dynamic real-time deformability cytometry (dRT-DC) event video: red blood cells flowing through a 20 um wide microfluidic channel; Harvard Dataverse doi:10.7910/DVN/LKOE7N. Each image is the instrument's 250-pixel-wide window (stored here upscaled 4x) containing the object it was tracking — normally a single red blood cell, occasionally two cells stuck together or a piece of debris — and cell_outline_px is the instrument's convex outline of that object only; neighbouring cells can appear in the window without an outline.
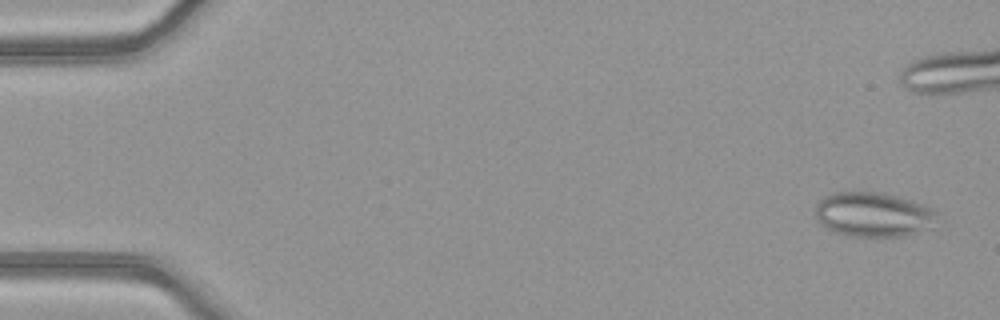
{"species": "common noctule bat (a hibernating species)", "species_latin": "Nyctalus noctula", "temperature_condition": "warm", "stored_images_in_passage": 52, "camera_frame_rate_fps": 3000, "um_per_image_px": 0.085, "animal": {"sex": "female", "body_mass_g": 21.9}, "frame": {"image": 1, "passage_image": 2, "time_ms": 0.333, "image_size_px": [1000, 320], "cell_outline_px": [[936, 228], [904, 236], [852, 236], [836, 232], [828, 228], [816, 216], [816, 204], [824, 196], [836, 192], [884, 192], [912, 200], [932, 208], [936, 212]], "centroid_in_image_um": [74.31, 18.23], "position_along_channel_um": 10.7, "area_um2": 31.73}}
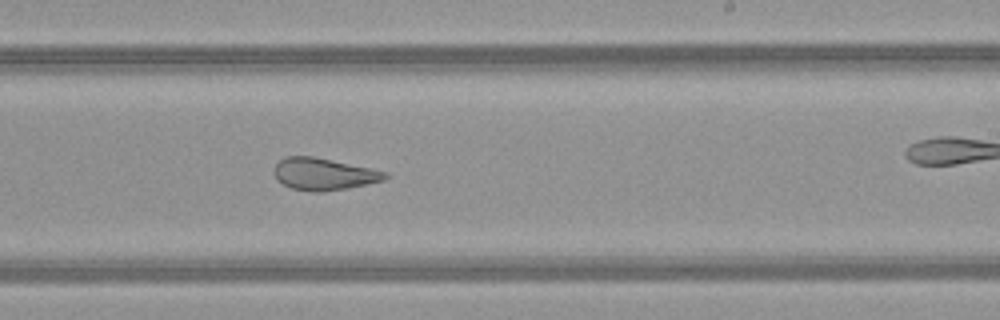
{"frame": {"image": 2, "passage_image": 31, "time_ms": 10.0, "image_size_px": [1000, 320], "cell_outline_px": [[388, 176], [384, 180], [348, 188], [320, 192], [312, 192], [292, 188], [276, 180], [272, 172], [276, 164], [284, 156], [312, 156], [372, 168], [388, 172]], "centroid_in_image_um": [27.49, 14.79], "position_along_channel_um": 261.5, "area_um2": 20.81}}
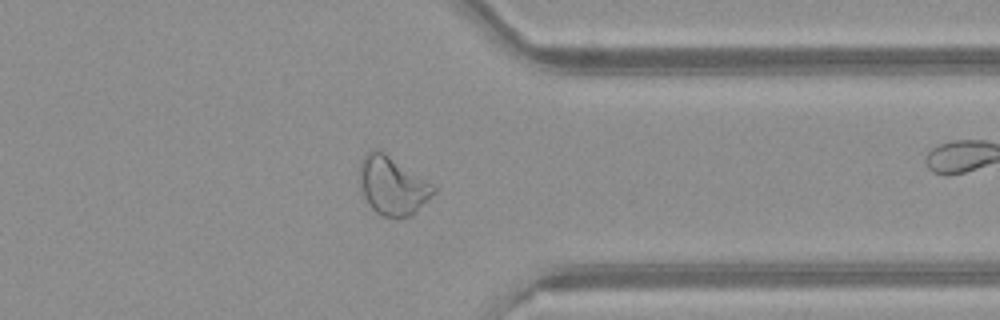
{"frame": {"image": 3, "passage_image": 40, "time_ms": 13.0, "image_size_px": [1000, 320], "cell_outline_px": [[436, 192], [412, 216], [400, 220], [396, 220], [384, 216], [376, 212], [368, 204], [364, 196], [360, 184], [360, 164], [364, 156], [372, 148], [376, 148], [384, 152], [432, 184], [436, 188]], "centroid_in_image_um": [33.37, 15.83], "position_along_channel_um": 378.0, "area_um2": 25.2}, "authors_computed_cell_mechanics": {"area_um2": 27.5417, "velocity_mm_per_s": 4.0492, "shape_relaxation_time_tau1_ms": null, "shape_relaxation_time_tau2_ms": 1.2334, "deformation_change_tau1": null, "deformation_change_tau2": 0.0902}}